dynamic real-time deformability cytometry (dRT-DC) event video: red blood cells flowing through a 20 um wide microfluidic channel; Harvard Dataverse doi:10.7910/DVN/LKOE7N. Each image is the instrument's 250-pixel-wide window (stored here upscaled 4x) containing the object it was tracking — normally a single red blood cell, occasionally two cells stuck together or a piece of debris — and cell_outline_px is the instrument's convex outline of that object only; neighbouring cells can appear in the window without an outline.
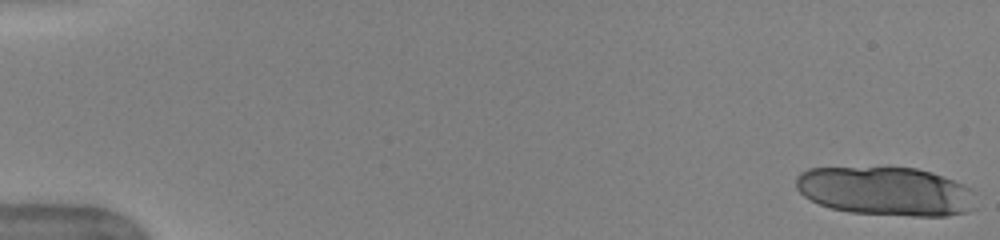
{"species": "human", "species_latin": "Homo sapiens", "temperature_condition": "warm", "stored_images_in_passage": 18, "camera_frame_rate_fps": 3000, "um_per_image_px": 0.085, "donor": {"sex": "female"}, "frame": {"image": 1, "passage_image": 1, "time_ms": 0.0, "image_size_px": [1000, 240], "cell_outline_px": [[976, 208], [968, 212], [948, 216], [912, 216], [848, 212], [832, 208], [820, 204], [804, 196], [796, 188], [796, 176], [800, 172], [808, 168], [888, 164], [916, 168], [932, 172], [944, 176], [972, 188], [976, 192]], "centroid_in_image_um": [75.32, 16.2], "position_along_channel_um": 9.7, "area_um2": 53.12}}
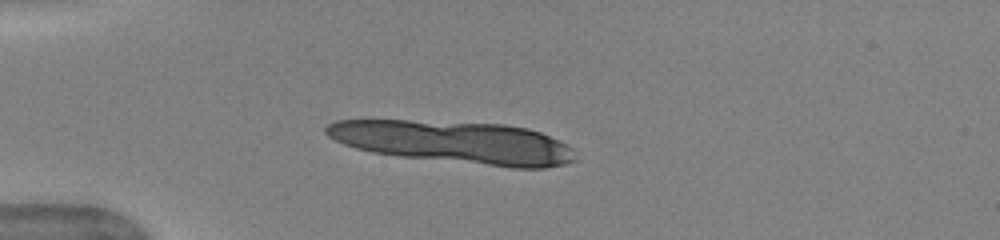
{"frame": {"image": 2, "passage_image": 14, "time_ms": 4.333, "image_size_px": [1000, 240], "cell_outline_px": [[576, 160], [564, 164], [544, 168], [512, 168], [400, 156], [372, 152], [356, 148], [344, 144], [328, 136], [324, 132], [324, 128], [328, 124], [336, 120], [408, 120], [504, 124], [528, 128], [540, 132], [572, 148]], "centroid_in_image_um": [38.6, 12.08], "position_along_channel_um": 46.4, "area_um2": 61.5}}